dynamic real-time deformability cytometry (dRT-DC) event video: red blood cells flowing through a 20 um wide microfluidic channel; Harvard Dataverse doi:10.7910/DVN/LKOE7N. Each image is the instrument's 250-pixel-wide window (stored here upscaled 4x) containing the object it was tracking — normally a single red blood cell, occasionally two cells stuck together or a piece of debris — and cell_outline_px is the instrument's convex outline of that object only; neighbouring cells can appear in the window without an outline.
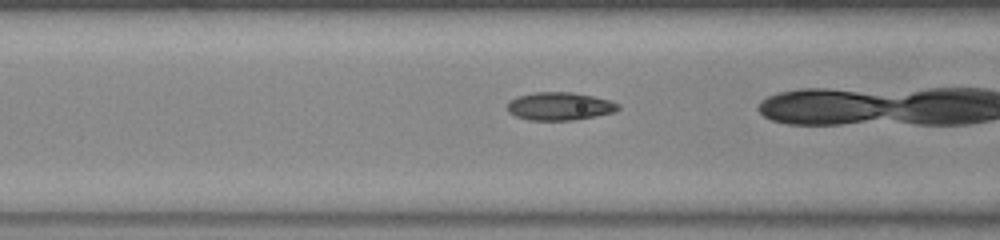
{"species": "common noctule bat (a hibernating species)", "species_latin": "Nyctalus noctula", "temperature_condition": "warm", "stored_images_in_passage": 19, "camera_frame_rate_fps": 3000, "um_per_image_px": 0.085, "animal": {"sex": "female", "body_mass_g": 23.0, "forearm_length_mm": 53.4}, "frame": {"image": 1, "passage_image": 4, "time_ms": 1.0, "image_size_px": [1000, 240], "cell_outline_px": [[620, 108], [612, 112], [596, 116], [572, 120], [528, 120], [516, 116], [508, 112], [508, 100], [516, 96], [532, 92], [572, 92], [592, 96], [608, 100], [620, 104]], "centroid_in_image_um": [47.52, 9.02], "position_along_channel_um": 119.1, "area_um2": 18.09}}
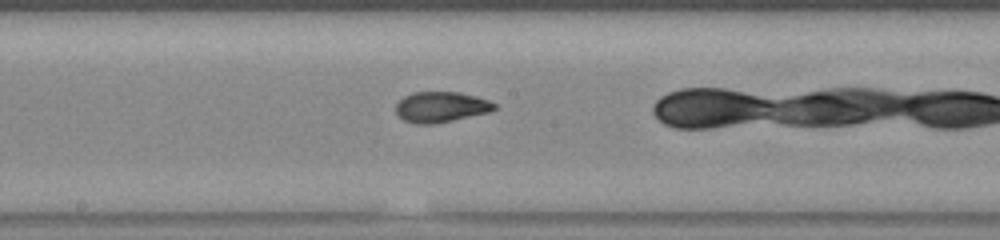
{"frame": {"image": 2, "passage_image": 11, "time_ms": 3.333, "image_size_px": [1000, 240], "cell_outline_px": [[496, 108], [488, 112], [452, 120], [432, 124], [416, 124], [404, 120], [396, 112], [396, 104], [404, 96], [412, 92], [460, 92], [476, 96], [488, 100], [496, 104]], "centroid_in_image_um": [37.47, 9.08], "position_along_channel_um": 210.7, "area_um2": 17.4}}
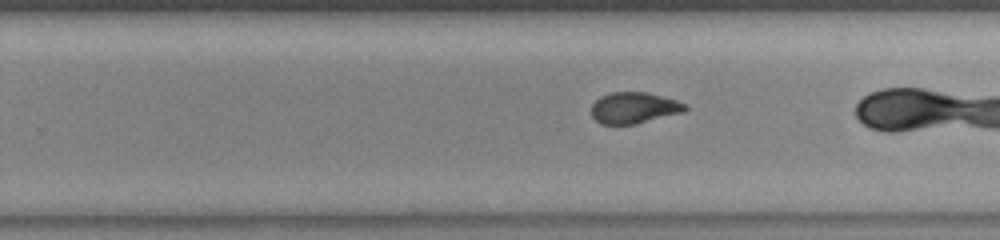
{"frame": {"image": 3, "passage_image": 16, "time_ms": 5.0, "image_size_px": [1000, 240], "cell_outline_px": [[688, 108], [684, 112], [636, 124], [600, 124], [592, 116], [592, 104], [600, 96], [612, 92], [648, 92], [676, 100], [688, 104]], "centroid_in_image_um": [53.92, 9.16], "position_along_channel_um": 275.9, "area_um2": 17.17}}